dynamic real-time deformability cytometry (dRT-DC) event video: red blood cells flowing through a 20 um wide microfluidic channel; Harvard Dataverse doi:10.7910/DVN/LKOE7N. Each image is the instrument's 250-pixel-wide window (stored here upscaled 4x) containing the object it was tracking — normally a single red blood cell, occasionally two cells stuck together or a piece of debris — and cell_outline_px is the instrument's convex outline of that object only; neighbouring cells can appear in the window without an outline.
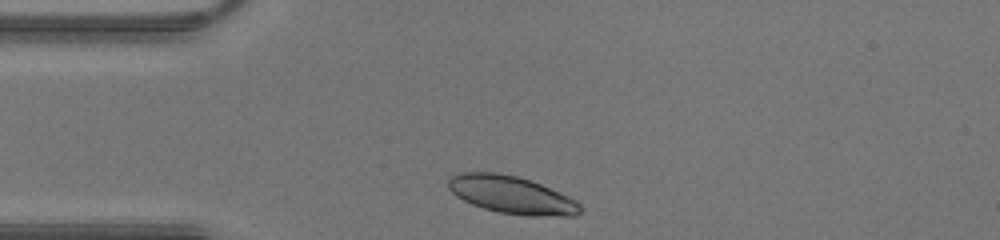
{"species": "human", "species_latin": "Homo sapiens", "temperature_condition": "warm", "stored_images_in_passage": 25, "camera_frame_rate_fps": 3000, "um_per_image_px": 0.085, "donor": {"sex": "male"}, "frame": {"image": 1, "passage_image": 1, "time_ms": 0.0, "image_size_px": [1000, 240], "cell_outline_px": [[584, 208], [576, 216], [528, 216], [500, 212], [484, 208], [472, 204], [456, 196], [448, 188], [448, 180], [456, 172], [496, 172], [516, 176], [540, 184], [568, 196], [576, 200]], "centroid_in_image_um": [43.49, 16.57], "position_along_channel_um": 41.5, "area_um2": 28.9}}
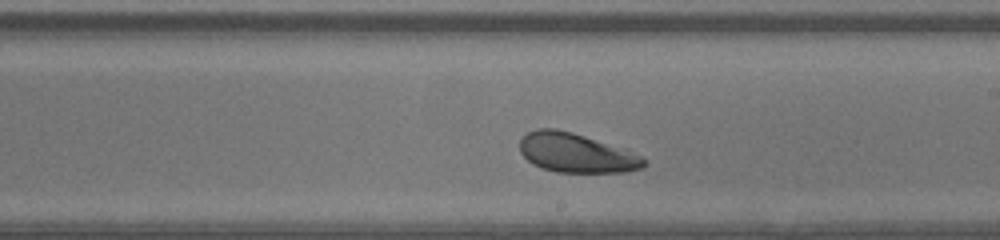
{"frame": {"image": 2, "passage_image": 15, "time_ms": 4.667, "image_size_px": [1000, 240], "cell_outline_px": [[648, 164], [644, 168], [624, 172], [556, 172], [540, 168], [532, 164], [520, 152], [520, 140], [528, 132], [536, 128], [556, 128], [572, 132], [584, 136], [640, 156], [648, 160]], "centroid_in_image_um": [48.93, 13.01], "position_along_channel_um": 240.1, "area_um2": 28.09}}
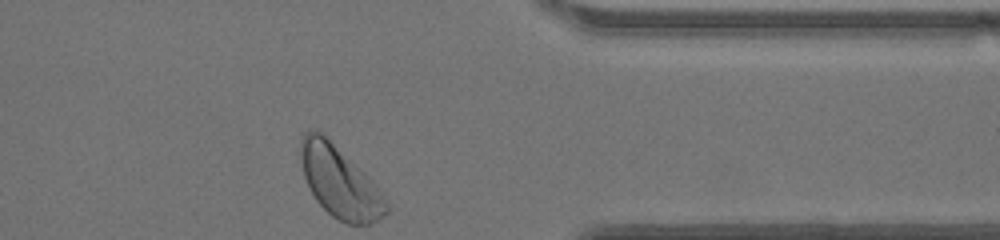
{"frame": {"image": 3, "passage_image": 25, "time_ms": 8.0, "image_size_px": [1000, 240], "cell_outline_px": [[388, 212], [384, 216], [368, 224], [348, 224], [332, 216], [316, 200], [304, 176], [300, 160], [300, 140], [304, 132], [320, 132], [364, 172], [380, 192], [388, 204]], "centroid_in_image_um": [28.86, 15.49], "position_along_channel_um": 382.5, "area_um2": 34.62}}